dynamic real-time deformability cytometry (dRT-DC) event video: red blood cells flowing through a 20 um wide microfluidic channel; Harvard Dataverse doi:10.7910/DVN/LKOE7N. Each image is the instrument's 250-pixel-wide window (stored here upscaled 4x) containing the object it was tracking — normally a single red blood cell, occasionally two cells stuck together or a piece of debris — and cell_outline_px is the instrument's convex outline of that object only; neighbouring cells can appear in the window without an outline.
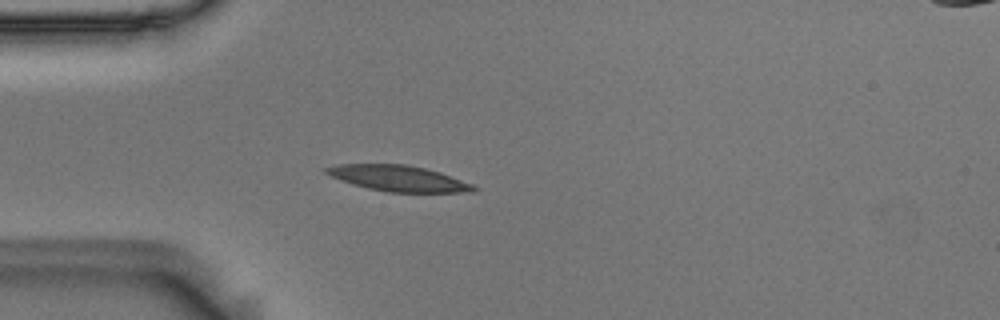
{"species": "Egyptian fruit bat (a non-hibernating species)", "species_latin": "Rousettus aegyptiacus", "temperature_condition": "room temperature", "stored_images_in_passage": 41, "camera_frame_rate_fps": 3000, "um_per_image_px": 0.085, "animal": {"sex": "male"}, "frame": {"image": 1, "passage_image": 1, "time_ms": 0.0, "image_size_px": [1000, 320], "cell_outline_px": [[480, 188], [476, 192], [388, 192], [368, 188], [352, 184], [332, 176], [324, 172], [324, 168], [336, 164], [408, 164], [440, 172], [472, 184]], "centroid_in_image_um": [33.89, 15.16], "position_along_channel_um": 51.1, "area_um2": 22.14}}
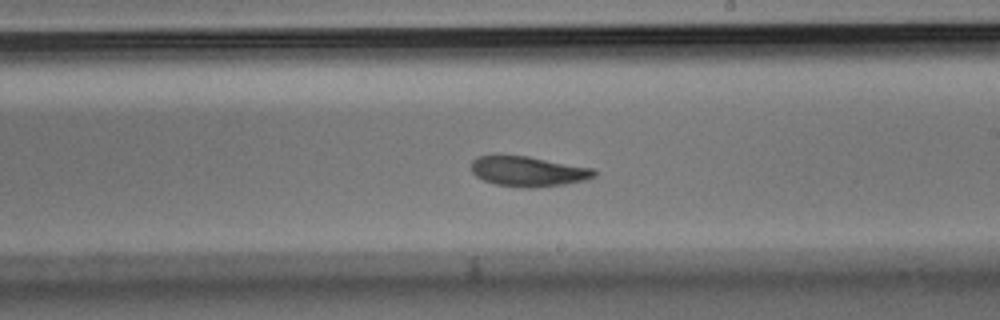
{"frame": {"image": 2, "passage_image": 18, "time_ms": 5.667, "image_size_px": [1000, 320], "cell_outline_px": [[596, 176], [588, 180], [564, 184], [532, 188], [524, 188], [496, 184], [484, 180], [476, 176], [472, 172], [472, 160], [476, 156], [528, 156], [592, 168], [596, 172]], "centroid_in_image_um": [44.92, 14.58], "position_along_channel_um": 244.1, "area_um2": 21.44}}
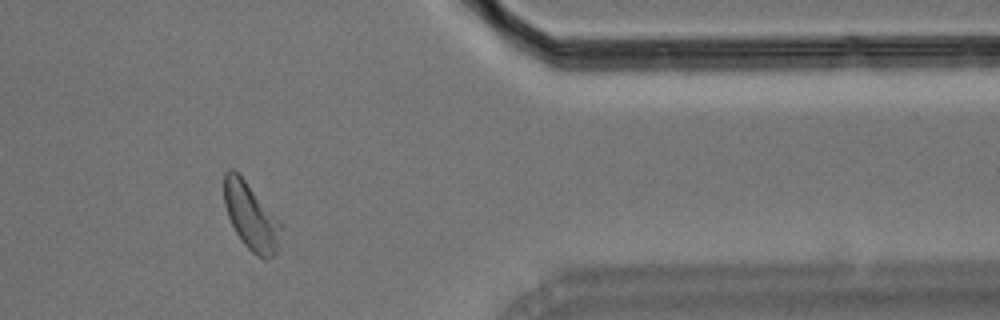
{"frame": {"image": 3, "passage_image": 32, "time_ms": 10.333, "image_size_px": [1000, 320], "cell_outline_px": [[280, 228], [276, 252], [272, 256], [264, 260], [256, 256], [244, 244], [236, 232], [228, 216], [224, 204], [224, 172], [228, 168], [232, 168], [244, 180], [280, 224]], "centroid_in_image_um": [21.27, 18.41], "position_along_channel_um": 390.1, "area_um2": 21.15}, "authors_computed_cell_mechanics": {"area_um2": 21.7328, "velocity_mm_per_s": 3.5762, "shape_relaxation_time_tau1_ms": 5.7221, "shape_relaxation_time_tau2_ms": 4.5057, "deformation_change_tau1": 0.1457, "deformation_change_tau2": 0.1123}}